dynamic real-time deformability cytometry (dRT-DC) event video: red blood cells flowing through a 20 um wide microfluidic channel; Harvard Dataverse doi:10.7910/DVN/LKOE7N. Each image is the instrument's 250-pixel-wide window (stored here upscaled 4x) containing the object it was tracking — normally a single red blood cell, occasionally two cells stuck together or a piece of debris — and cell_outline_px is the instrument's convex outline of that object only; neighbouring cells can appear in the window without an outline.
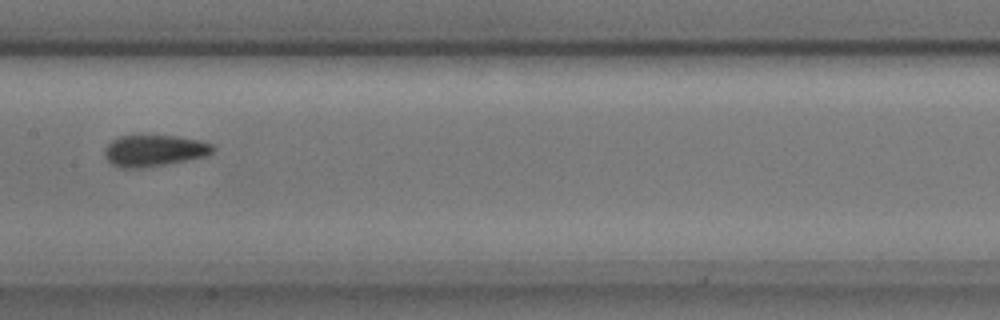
{"species": "common noctule bat (a hibernating species)", "species_latin": "Nyctalus noctula", "temperature_condition": "cold", "stored_images_in_passage": 6, "camera_frame_rate_fps": 3000, "um_per_image_px": 0.085, "animal": {"sex": "male", "body_mass_g": 17.9, "forearm_length_mm": 54.2}, "frame": {"image": 1, "passage_image": 4, "time_ms": 1.0, "image_size_px": [1000, 320], "cell_outline_px": [[216, 148], [212, 152], [204, 156], [164, 164], [140, 168], [120, 168], [112, 164], [104, 156], [104, 152], [108, 144], [112, 140], [120, 136], [176, 136], [200, 140], [212, 144]], "centroid_in_image_um": [13.09, 12.8], "position_along_channel_um": 194.3, "area_um2": 19.54}}
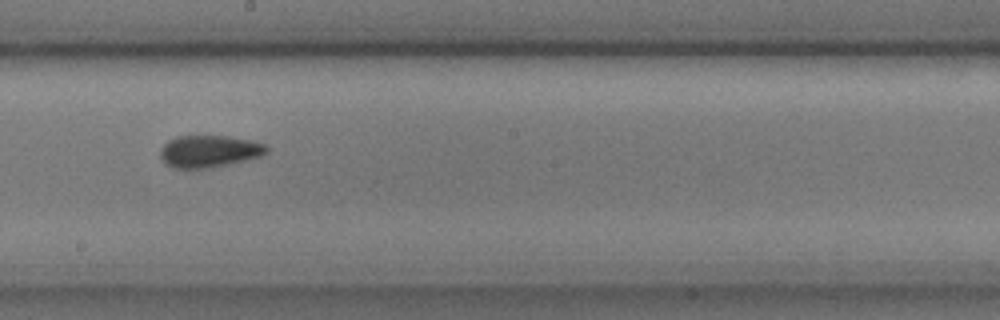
{"frame": {"image": 2, "passage_image": 5, "time_ms": 1.333, "image_size_px": [1000, 320], "cell_outline_px": [[268, 152], [260, 156], [212, 168], [172, 168], [164, 164], [160, 156], [160, 148], [168, 140], [176, 136], [228, 136], [252, 140], [264, 144], [268, 148]], "centroid_in_image_um": [17.74, 12.86], "position_along_channel_um": 230.5, "area_um2": 20.0}}
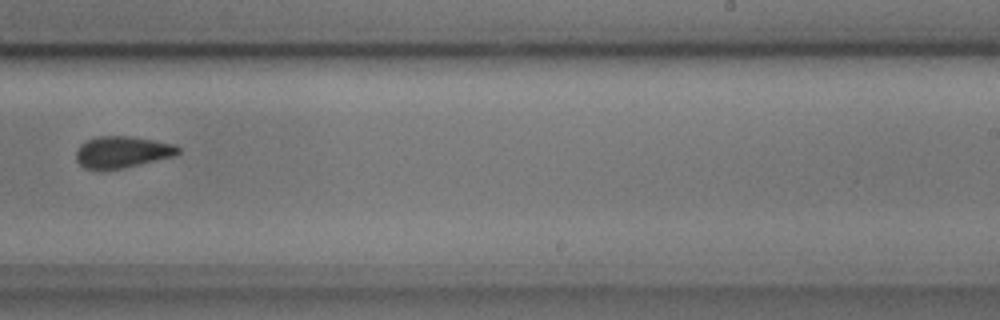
{"frame": {"image": 3, "passage_image": 6, "time_ms": 1.667, "image_size_px": [1000, 320], "cell_outline_px": [[180, 152], [176, 156], [124, 168], [100, 172], [84, 168], [76, 160], [76, 152], [80, 144], [88, 140], [100, 136], [132, 136], [176, 144], [180, 148]], "centroid_in_image_um": [10.39, 12.95], "position_along_channel_um": 278.6, "area_um2": 19.31}}